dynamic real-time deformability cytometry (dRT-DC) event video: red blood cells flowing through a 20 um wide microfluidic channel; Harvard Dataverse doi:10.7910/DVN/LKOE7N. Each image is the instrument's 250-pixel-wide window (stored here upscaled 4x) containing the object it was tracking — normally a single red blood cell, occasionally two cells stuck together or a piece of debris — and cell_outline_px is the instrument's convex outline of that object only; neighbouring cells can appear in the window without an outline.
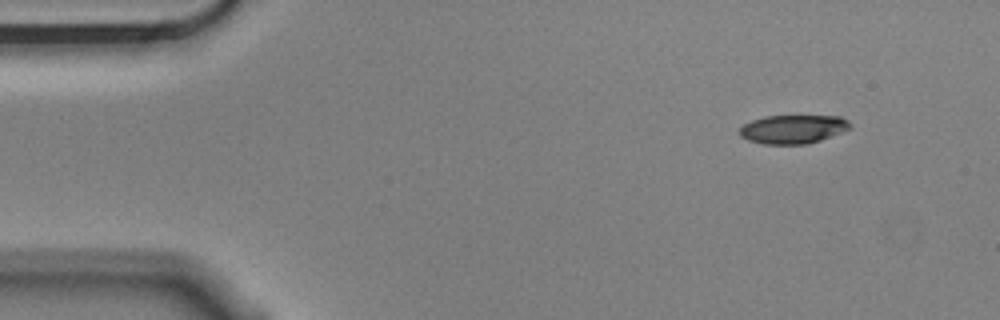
{"species": "Egyptian fruit bat (a non-hibernating species)", "species_latin": "Rousettus aegyptiacus", "temperature_condition": "cold", "stored_images_in_passage": 6, "segment_of_instrument_passage": [2, 2], "camera_frame_rate_fps": 3000, "um_per_image_px": 0.085, "animal": {"sex": "male"}, "frame": {"image": 1, "passage_image": 6, "time_ms": 1.667, "image_size_px": [1000, 320], "cell_outline_px": [[852, 128], [820, 140], [808, 144], [764, 144], [748, 140], [740, 136], [740, 128], [744, 124], [752, 120], [764, 116], [840, 116], [848, 120], [852, 124]], "centroid_in_image_um": [67.43, 10.97], "position_along_channel_um": 17.6, "area_um2": 18.5}}